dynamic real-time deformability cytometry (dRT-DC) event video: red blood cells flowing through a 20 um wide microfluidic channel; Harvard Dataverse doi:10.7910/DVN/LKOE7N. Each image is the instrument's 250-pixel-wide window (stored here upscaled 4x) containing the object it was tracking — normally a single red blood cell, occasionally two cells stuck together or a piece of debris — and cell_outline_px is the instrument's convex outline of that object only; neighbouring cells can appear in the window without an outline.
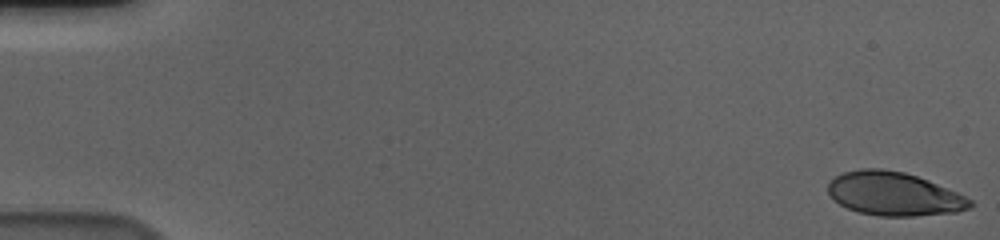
{"species": "human", "species_latin": "Homo sapiens", "temperature_condition": "cold", "stored_images_in_passage": 57, "camera_frame_rate_fps": 3000, "um_per_image_px": 0.085, "donor": {"sex": "male"}, "frame": {"image": 1, "passage_image": 1, "time_ms": 0.0, "image_size_px": [1000, 240], "cell_outline_px": [[972, 208], [956, 212], [916, 216], [880, 216], [860, 212], [848, 208], [840, 204], [828, 192], [828, 184], [836, 176], [844, 172], [860, 168], [880, 168], [904, 172], [928, 180], [956, 192], [972, 200]], "centroid_in_image_um": [76.0, 16.48], "position_along_channel_um": 9.0, "area_um2": 35.84}}
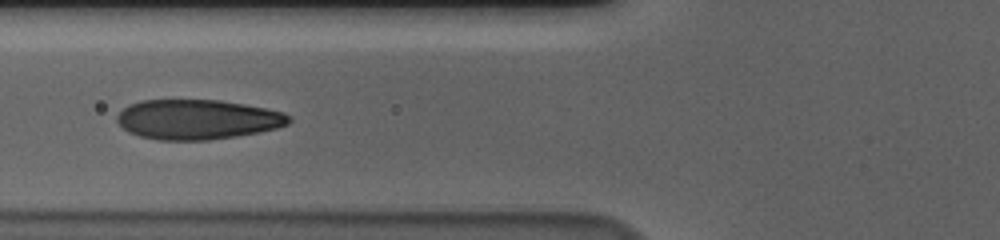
{"frame": {"image": 2, "passage_image": 23, "time_ms": 7.333, "image_size_px": [1000, 240], "cell_outline_px": [[292, 120], [288, 124], [276, 128], [236, 136], [208, 140], [156, 140], [140, 136], [128, 132], [116, 120], [116, 116], [128, 104], [140, 100], [220, 100], [244, 104], [284, 112]], "centroid_in_image_um": [16.75, 10.15], "position_along_channel_um": 109.1, "area_um2": 39.82}}
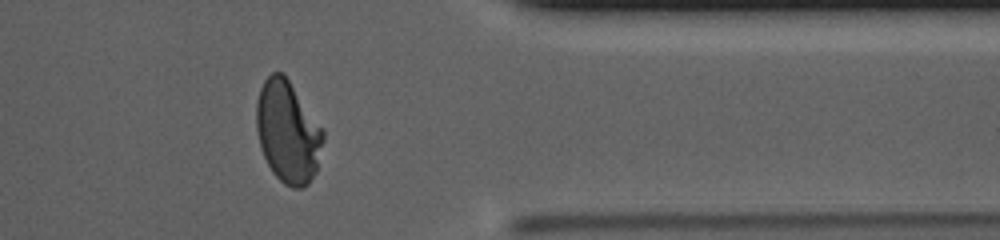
{"frame": {"image": 3, "passage_image": 47, "time_ms": 15.333, "image_size_px": [1000, 240], "cell_outline_px": [[324, 140], [316, 172], [308, 184], [300, 188], [292, 188], [284, 184], [272, 172], [260, 148], [256, 128], [256, 104], [260, 88], [264, 80], [272, 72], [280, 72], [288, 80], [324, 128]], "centroid_in_image_um": [24.47, 11.23], "position_along_channel_um": 386.9, "area_um2": 39.77}, "authors_computed_cell_mechanics": {"area_um2": 38.9572, "velocity_mm_per_s": 3.6238, "shape_relaxation_time_tau1_ms": 5.104, "shape_relaxation_time_tau2_ms": null, "deformation_change_tau1": 0.2004, "deformation_change_tau2": null}}